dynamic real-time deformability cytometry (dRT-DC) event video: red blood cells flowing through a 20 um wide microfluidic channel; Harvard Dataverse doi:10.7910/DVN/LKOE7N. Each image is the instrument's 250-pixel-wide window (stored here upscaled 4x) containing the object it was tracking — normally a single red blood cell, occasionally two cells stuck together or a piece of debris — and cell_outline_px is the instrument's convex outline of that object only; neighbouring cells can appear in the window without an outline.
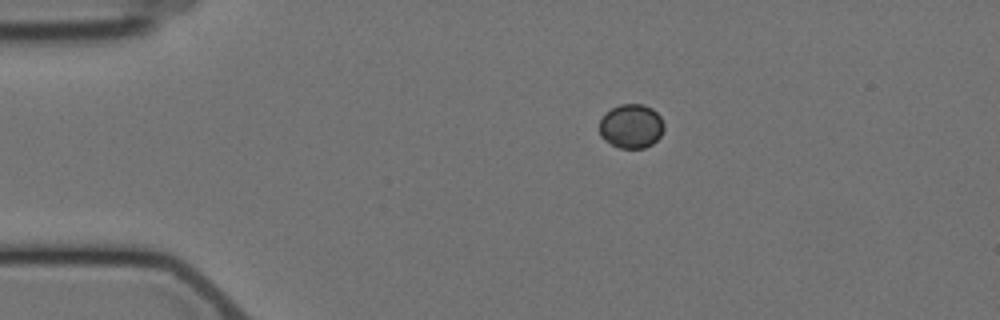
{"species": "Egyptian fruit bat (a non-hibernating species)", "species_latin": "Rousettus aegyptiacus", "temperature_condition": "cold", "stored_images_in_passage": 9, "camera_frame_rate_fps": 3000, "um_per_image_px": 0.085, "animal": {"sex": "female"}, "frame": {"image": 1, "passage_image": 1, "time_ms": 0.0, "image_size_px": [1000, 320], "cell_outline_px": [[664, 128], [660, 136], [652, 144], [644, 148], [620, 148], [604, 140], [600, 136], [600, 120], [604, 112], [620, 104], [644, 104], [652, 108], [660, 116], [664, 124]], "centroid_in_image_um": [53.65, 10.71], "position_along_channel_um": 31.4, "area_um2": 16.7}}
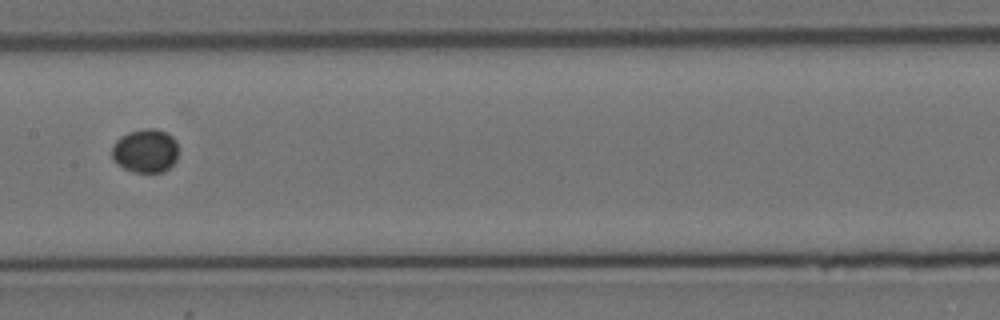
{"frame": {"image": 2, "passage_image": 6, "time_ms": 6.0, "image_size_px": [1000, 320], "cell_outline_px": [[176, 160], [164, 172], [132, 172], [124, 168], [112, 160], [112, 144], [120, 136], [128, 132], [148, 128], [152, 128], [164, 132], [172, 136], [176, 140]], "centroid_in_image_um": [12.32, 12.82], "position_along_channel_um": 195.1, "area_um2": 16.88}}
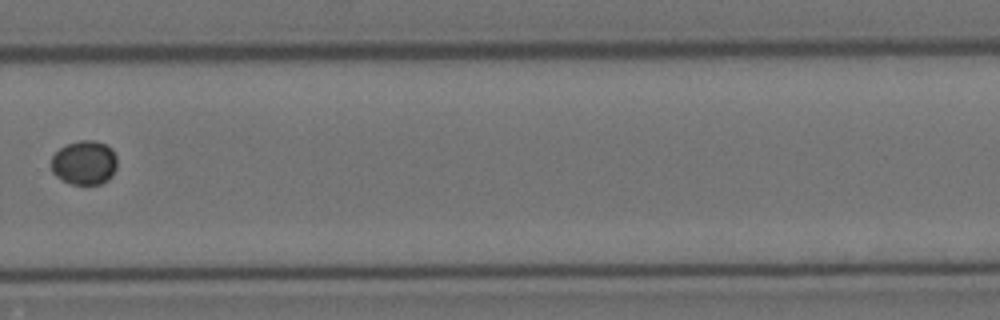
{"frame": {"image": 3, "passage_image": 9, "time_ms": 9.667, "image_size_px": [1000, 320], "cell_outline_px": [[116, 168], [112, 176], [108, 180], [100, 184], [72, 184], [56, 176], [52, 172], [52, 156], [60, 148], [68, 144], [80, 140], [96, 140], [112, 148], [116, 156]], "centroid_in_image_um": [7.19, 13.82], "position_along_channel_um": 322.6, "area_um2": 16.94}}